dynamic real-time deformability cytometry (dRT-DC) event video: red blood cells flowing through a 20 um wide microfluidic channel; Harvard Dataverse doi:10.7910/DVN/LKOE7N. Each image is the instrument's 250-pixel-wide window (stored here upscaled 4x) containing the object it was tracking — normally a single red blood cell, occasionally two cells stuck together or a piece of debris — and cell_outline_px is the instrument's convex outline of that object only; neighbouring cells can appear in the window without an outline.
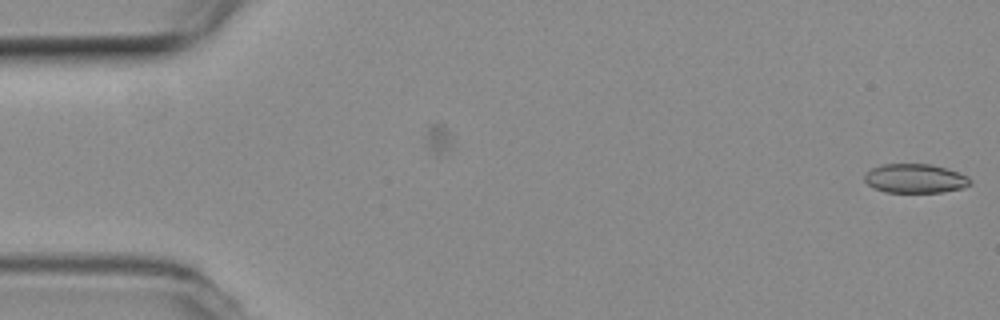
{"species": "common noctule bat (a hibernating species)", "species_latin": "Nyctalus noctula", "temperature_condition": "room temperature", "stored_images_in_passage": 6, "camera_frame_rate_fps": 3000, "um_per_image_px": 0.085, "animal": {"sex": "female", "body_mass_g": 19.3, "forearm_length_mm": 54.1}, "frame": {"image": 1, "passage_image": 6, "time_ms": 1.667, "image_size_px": [1000, 320], "cell_outline_px": [[972, 184], [960, 188], [944, 192], [884, 192], [868, 184], [864, 180], [864, 176], [872, 168], [880, 164], [932, 164], [968, 176], [972, 180]], "centroid_in_image_um": [77.79, 15.17], "position_along_channel_um": 7.2, "area_um2": 17.8}}